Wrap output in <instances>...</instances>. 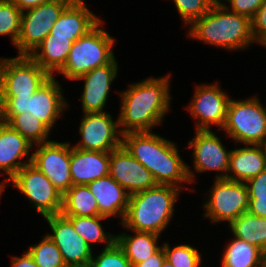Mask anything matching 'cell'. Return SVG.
Returning <instances> with one entry per match:
<instances>
[{"label":"cell","mask_w":266,"mask_h":267,"mask_svg":"<svg viewBox=\"0 0 266 267\" xmlns=\"http://www.w3.org/2000/svg\"><path fill=\"white\" fill-rule=\"evenodd\" d=\"M66 267H88V264H86V265H73V266H66Z\"/></svg>","instance_id":"7dc6e473"},{"label":"cell","mask_w":266,"mask_h":267,"mask_svg":"<svg viewBox=\"0 0 266 267\" xmlns=\"http://www.w3.org/2000/svg\"><path fill=\"white\" fill-rule=\"evenodd\" d=\"M251 29L254 40L264 45L266 43V0L251 18Z\"/></svg>","instance_id":"8d00e7d4"},{"label":"cell","mask_w":266,"mask_h":267,"mask_svg":"<svg viewBox=\"0 0 266 267\" xmlns=\"http://www.w3.org/2000/svg\"><path fill=\"white\" fill-rule=\"evenodd\" d=\"M135 236L122 233L116 236V242L123 250L132 267L147 260L161 247L157 246L159 235L152 232L134 231Z\"/></svg>","instance_id":"d4e9b609"},{"label":"cell","mask_w":266,"mask_h":267,"mask_svg":"<svg viewBox=\"0 0 266 267\" xmlns=\"http://www.w3.org/2000/svg\"><path fill=\"white\" fill-rule=\"evenodd\" d=\"M229 9L224 3L215 2L205 15L191 24L188 36L231 51L245 49L255 41L251 19L226 11Z\"/></svg>","instance_id":"3957f363"},{"label":"cell","mask_w":266,"mask_h":267,"mask_svg":"<svg viewBox=\"0 0 266 267\" xmlns=\"http://www.w3.org/2000/svg\"><path fill=\"white\" fill-rule=\"evenodd\" d=\"M72 224L75 231L90 246L93 242H105L106 247L111 246L116 241V236L108 234L103 230L100 220L105 216H65Z\"/></svg>","instance_id":"f1b7e54d"},{"label":"cell","mask_w":266,"mask_h":267,"mask_svg":"<svg viewBox=\"0 0 266 267\" xmlns=\"http://www.w3.org/2000/svg\"><path fill=\"white\" fill-rule=\"evenodd\" d=\"M180 187L157 184L129 197L122 225L133 231L160 235L173 216Z\"/></svg>","instance_id":"277c9868"},{"label":"cell","mask_w":266,"mask_h":267,"mask_svg":"<svg viewBox=\"0 0 266 267\" xmlns=\"http://www.w3.org/2000/svg\"><path fill=\"white\" fill-rule=\"evenodd\" d=\"M23 166L9 181L34 204L44 217L61 214L63 195L52 182L31 163Z\"/></svg>","instance_id":"ba28073f"},{"label":"cell","mask_w":266,"mask_h":267,"mask_svg":"<svg viewBox=\"0 0 266 267\" xmlns=\"http://www.w3.org/2000/svg\"><path fill=\"white\" fill-rule=\"evenodd\" d=\"M233 235L266 251V218L244 212L230 224Z\"/></svg>","instance_id":"484cf974"},{"label":"cell","mask_w":266,"mask_h":267,"mask_svg":"<svg viewBox=\"0 0 266 267\" xmlns=\"http://www.w3.org/2000/svg\"><path fill=\"white\" fill-rule=\"evenodd\" d=\"M11 263L12 267H38L27 251L22 257H13Z\"/></svg>","instance_id":"b9f144b4"},{"label":"cell","mask_w":266,"mask_h":267,"mask_svg":"<svg viewBox=\"0 0 266 267\" xmlns=\"http://www.w3.org/2000/svg\"><path fill=\"white\" fill-rule=\"evenodd\" d=\"M31 96H0V121L7 123L14 115L27 113Z\"/></svg>","instance_id":"d590c367"},{"label":"cell","mask_w":266,"mask_h":267,"mask_svg":"<svg viewBox=\"0 0 266 267\" xmlns=\"http://www.w3.org/2000/svg\"><path fill=\"white\" fill-rule=\"evenodd\" d=\"M73 0H50L22 12L21 30L16 42L19 55H29L50 34L51 28Z\"/></svg>","instance_id":"9c48e42d"},{"label":"cell","mask_w":266,"mask_h":267,"mask_svg":"<svg viewBox=\"0 0 266 267\" xmlns=\"http://www.w3.org/2000/svg\"><path fill=\"white\" fill-rule=\"evenodd\" d=\"M230 98L218 84L197 86L191 104L187 107L191 115L199 119L197 130H210L211 123L223 128Z\"/></svg>","instance_id":"5bb4252c"},{"label":"cell","mask_w":266,"mask_h":267,"mask_svg":"<svg viewBox=\"0 0 266 267\" xmlns=\"http://www.w3.org/2000/svg\"><path fill=\"white\" fill-rule=\"evenodd\" d=\"M72 44L73 42L67 38L49 34L29 56L50 76H53V72L59 73L64 67Z\"/></svg>","instance_id":"cb8c5ba5"},{"label":"cell","mask_w":266,"mask_h":267,"mask_svg":"<svg viewBox=\"0 0 266 267\" xmlns=\"http://www.w3.org/2000/svg\"><path fill=\"white\" fill-rule=\"evenodd\" d=\"M22 12L25 9L35 8L50 0H11Z\"/></svg>","instance_id":"7bdbcfd3"},{"label":"cell","mask_w":266,"mask_h":267,"mask_svg":"<svg viewBox=\"0 0 266 267\" xmlns=\"http://www.w3.org/2000/svg\"><path fill=\"white\" fill-rule=\"evenodd\" d=\"M263 267H266V251L263 253Z\"/></svg>","instance_id":"f6af8a7d"},{"label":"cell","mask_w":266,"mask_h":267,"mask_svg":"<svg viewBox=\"0 0 266 267\" xmlns=\"http://www.w3.org/2000/svg\"><path fill=\"white\" fill-rule=\"evenodd\" d=\"M189 146L194 148L196 172L218 170L225 173L216 178H227L231 150L227 152L220 139L211 130H196L195 138L189 141Z\"/></svg>","instance_id":"2e32d148"},{"label":"cell","mask_w":266,"mask_h":267,"mask_svg":"<svg viewBox=\"0 0 266 267\" xmlns=\"http://www.w3.org/2000/svg\"><path fill=\"white\" fill-rule=\"evenodd\" d=\"M88 267H132L123 250L115 241L111 246L104 248L98 256L92 257Z\"/></svg>","instance_id":"836d02e7"},{"label":"cell","mask_w":266,"mask_h":267,"mask_svg":"<svg viewBox=\"0 0 266 267\" xmlns=\"http://www.w3.org/2000/svg\"><path fill=\"white\" fill-rule=\"evenodd\" d=\"M32 144L18 131L0 121V170L8 175L3 182H8L23 166L28 163L18 161L28 155Z\"/></svg>","instance_id":"7402d4cb"},{"label":"cell","mask_w":266,"mask_h":267,"mask_svg":"<svg viewBox=\"0 0 266 267\" xmlns=\"http://www.w3.org/2000/svg\"><path fill=\"white\" fill-rule=\"evenodd\" d=\"M27 252L38 267H66L60 250L48 235L36 246L29 247Z\"/></svg>","instance_id":"4dcf8cb0"},{"label":"cell","mask_w":266,"mask_h":267,"mask_svg":"<svg viewBox=\"0 0 266 267\" xmlns=\"http://www.w3.org/2000/svg\"><path fill=\"white\" fill-rule=\"evenodd\" d=\"M109 175L130 195L157 185L152 174L123 145L110 152Z\"/></svg>","instance_id":"9a60e30c"},{"label":"cell","mask_w":266,"mask_h":267,"mask_svg":"<svg viewBox=\"0 0 266 267\" xmlns=\"http://www.w3.org/2000/svg\"><path fill=\"white\" fill-rule=\"evenodd\" d=\"M210 200L204 204L205 217L213 222L228 221L230 224L249 207V194L245 182L216 178L210 190Z\"/></svg>","instance_id":"30bf717a"},{"label":"cell","mask_w":266,"mask_h":267,"mask_svg":"<svg viewBox=\"0 0 266 267\" xmlns=\"http://www.w3.org/2000/svg\"><path fill=\"white\" fill-rule=\"evenodd\" d=\"M224 1V0H223ZM231 7V12L241 14L250 19L257 12L265 0H226Z\"/></svg>","instance_id":"74e56055"},{"label":"cell","mask_w":266,"mask_h":267,"mask_svg":"<svg viewBox=\"0 0 266 267\" xmlns=\"http://www.w3.org/2000/svg\"><path fill=\"white\" fill-rule=\"evenodd\" d=\"M117 66L114 58L109 64L90 70L76 79L85 81L81 95L84 113L104 112L111 82L117 76Z\"/></svg>","instance_id":"e0dca14e"},{"label":"cell","mask_w":266,"mask_h":267,"mask_svg":"<svg viewBox=\"0 0 266 267\" xmlns=\"http://www.w3.org/2000/svg\"><path fill=\"white\" fill-rule=\"evenodd\" d=\"M173 2L186 25L192 24L205 15L215 3L214 0H174Z\"/></svg>","instance_id":"e575fe53"},{"label":"cell","mask_w":266,"mask_h":267,"mask_svg":"<svg viewBox=\"0 0 266 267\" xmlns=\"http://www.w3.org/2000/svg\"><path fill=\"white\" fill-rule=\"evenodd\" d=\"M249 213L266 218V199H249Z\"/></svg>","instance_id":"60d3db41"},{"label":"cell","mask_w":266,"mask_h":267,"mask_svg":"<svg viewBox=\"0 0 266 267\" xmlns=\"http://www.w3.org/2000/svg\"><path fill=\"white\" fill-rule=\"evenodd\" d=\"M22 11L11 0H0V35L11 36L16 46L21 30Z\"/></svg>","instance_id":"1f68e13d"},{"label":"cell","mask_w":266,"mask_h":267,"mask_svg":"<svg viewBox=\"0 0 266 267\" xmlns=\"http://www.w3.org/2000/svg\"><path fill=\"white\" fill-rule=\"evenodd\" d=\"M89 190L95 196L99 216H121L123 221L130 194L110 175L94 180L87 184Z\"/></svg>","instance_id":"44dd1931"},{"label":"cell","mask_w":266,"mask_h":267,"mask_svg":"<svg viewBox=\"0 0 266 267\" xmlns=\"http://www.w3.org/2000/svg\"><path fill=\"white\" fill-rule=\"evenodd\" d=\"M166 260L174 267H199L201 254L190 245H178L173 249L168 243L163 246Z\"/></svg>","instance_id":"d6a6232c"},{"label":"cell","mask_w":266,"mask_h":267,"mask_svg":"<svg viewBox=\"0 0 266 267\" xmlns=\"http://www.w3.org/2000/svg\"><path fill=\"white\" fill-rule=\"evenodd\" d=\"M253 146V147H252ZM266 169L264 145H251L231 150L227 179L246 182ZM232 175V176H231Z\"/></svg>","instance_id":"603a6c76"},{"label":"cell","mask_w":266,"mask_h":267,"mask_svg":"<svg viewBox=\"0 0 266 267\" xmlns=\"http://www.w3.org/2000/svg\"><path fill=\"white\" fill-rule=\"evenodd\" d=\"M51 76L29 55L0 59V96H32Z\"/></svg>","instance_id":"52a82bcc"},{"label":"cell","mask_w":266,"mask_h":267,"mask_svg":"<svg viewBox=\"0 0 266 267\" xmlns=\"http://www.w3.org/2000/svg\"><path fill=\"white\" fill-rule=\"evenodd\" d=\"M222 256V267H263V252L237 237L227 245Z\"/></svg>","instance_id":"83f0119b"},{"label":"cell","mask_w":266,"mask_h":267,"mask_svg":"<svg viewBox=\"0 0 266 267\" xmlns=\"http://www.w3.org/2000/svg\"><path fill=\"white\" fill-rule=\"evenodd\" d=\"M166 260L163 247H161L155 254L150 256L147 260L136 264L134 267H162Z\"/></svg>","instance_id":"ab89813d"},{"label":"cell","mask_w":266,"mask_h":267,"mask_svg":"<svg viewBox=\"0 0 266 267\" xmlns=\"http://www.w3.org/2000/svg\"><path fill=\"white\" fill-rule=\"evenodd\" d=\"M249 199H266V169L245 182Z\"/></svg>","instance_id":"f35d334b"},{"label":"cell","mask_w":266,"mask_h":267,"mask_svg":"<svg viewBox=\"0 0 266 267\" xmlns=\"http://www.w3.org/2000/svg\"><path fill=\"white\" fill-rule=\"evenodd\" d=\"M6 124L18 131L32 146L34 143L38 145L49 142L47 137L51 129L30 113L14 115Z\"/></svg>","instance_id":"f546056e"},{"label":"cell","mask_w":266,"mask_h":267,"mask_svg":"<svg viewBox=\"0 0 266 267\" xmlns=\"http://www.w3.org/2000/svg\"><path fill=\"white\" fill-rule=\"evenodd\" d=\"M52 233L49 238L60 250L66 266L86 265L92 259V249L75 231L73 224L62 214L45 217Z\"/></svg>","instance_id":"4fadbf2b"},{"label":"cell","mask_w":266,"mask_h":267,"mask_svg":"<svg viewBox=\"0 0 266 267\" xmlns=\"http://www.w3.org/2000/svg\"><path fill=\"white\" fill-rule=\"evenodd\" d=\"M110 152L71 148L70 173L73 185L88 183L109 175Z\"/></svg>","instance_id":"ffe728a7"},{"label":"cell","mask_w":266,"mask_h":267,"mask_svg":"<svg viewBox=\"0 0 266 267\" xmlns=\"http://www.w3.org/2000/svg\"><path fill=\"white\" fill-rule=\"evenodd\" d=\"M63 216H97L98 205L87 185H73L63 195Z\"/></svg>","instance_id":"4316f807"},{"label":"cell","mask_w":266,"mask_h":267,"mask_svg":"<svg viewBox=\"0 0 266 267\" xmlns=\"http://www.w3.org/2000/svg\"><path fill=\"white\" fill-rule=\"evenodd\" d=\"M162 267H174V266L170 264L167 260H165Z\"/></svg>","instance_id":"ee69618b"},{"label":"cell","mask_w":266,"mask_h":267,"mask_svg":"<svg viewBox=\"0 0 266 267\" xmlns=\"http://www.w3.org/2000/svg\"><path fill=\"white\" fill-rule=\"evenodd\" d=\"M100 21L101 19L90 12L84 0H73L54 23L50 35L74 42L86 35Z\"/></svg>","instance_id":"ac0fdd59"},{"label":"cell","mask_w":266,"mask_h":267,"mask_svg":"<svg viewBox=\"0 0 266 267\" xmlns=\"http://www.w3.org/2000/svg\"><path fill=\"white\" fill-rule=\"evenodd\" d=\"M5 188L4 184L3 183H0V197H1V193L3 191V189Z\"/></svg>","instance_id":"bcb514c9"},{"label":"cell","mask_w":266,"mask_h":267,"mask_svg":"<svg viewBox=\"0 0 266 267\" xmlns=\"http://www.w3.org/2000/svg\"><path fill=\"white\" fill-rule=\"evenodd\" d=\"M66 106L61 86L54 76H51L31 98H28L27 113L41 120L51 129Z\"/></svg>","instance_id":"d6986e66"},{"label":"cell","mask_w":266,"mask_h":267,"mask_svg":"<svg viewBox=\"0 0 266 267\" xmlns=\"http://www.w3.org/2000/svg\"><path fill=\"white\" fill-rule=\"evenodd\" d=\"M169 77L148 78L133 83L121 92L122 106L118 116L121 135L131 132H150L162 122L169 110ZM124 127L126 129H124Z\"/></svg>","instance_id":"7a4b0ae2"},{"label":"cell","mask_w":266,"mask_h":267,"mask_svg":"<svg viewBox=\"0 0 266 267\" xmlns=\"http://www.w3.org/2000/svg\"><path fill=\"white\" fill-rule=\"evenodd\" d=\"M79 131L82 142L74 145L75 148L111 152L122 145V136H117L121 135L119 122H114L106 112L84 113Z\"/></svg>","instance_id":"7c38bea8"},{"label":"cell","mask_w":266,"mask_h":267,"mask_svg":"<svg viewBox=\"0 0 266 267\" xmlns=\"http://www.w3.org/2000/svg\"><path fill=\"white\" fill-rule=\"evenodd\" d=\"M31 163L37 167L64 195L72 186L70 173L71 147L69 143L49 141L38 144L31 155Z\"/></svg>","instance_id":"8fae6325"},{"label":"cell","mask_w":266,"mask_h":267,"mask_svg":"<svg viewBox=\"0 0 266 267\" xmlns=\"http://www.w3.org/2000/svg\"><path fill=\"white\" fill-rule=\"evenodd\" d=\"M222 129L238 143L264 145L266 143V109L257 98L231 100Z\"/></svg>","instance_id":"8992f818"},{"label":"cell","mask_w":266,"mask_h":267,"mask_svg":"<svg viewBox=\"0 0 266 267\" xmlns=\"http://www.w3.org/2000/svg\"><path fill=\"white\" fill-rule=\"evenodd\" d=\"M102 22L101 20L86 35L73 42L67 61L59 71L66 78L76 80L90 70L109 64L115 58L112 52L114 38L99 27Z\"/></svg>","instance_id":"5b68a950"},{"label":"cell","mask_w":266,"mask_h":267,"mask_svg":"<svg viewBox=\"0 0 266 267\" xmlns=\"http://www.w3.org/2000/svg\"><path fill=\"white\" fill-rule=\"evenodd\" d=\"M121 136L122 145L152 174L157 184L181 187L178 185L183 181L192 183L194 173L170 140L151 131L131 132Z\"/></svg>","instance_id":"6da1fadb"}]
</instances>
